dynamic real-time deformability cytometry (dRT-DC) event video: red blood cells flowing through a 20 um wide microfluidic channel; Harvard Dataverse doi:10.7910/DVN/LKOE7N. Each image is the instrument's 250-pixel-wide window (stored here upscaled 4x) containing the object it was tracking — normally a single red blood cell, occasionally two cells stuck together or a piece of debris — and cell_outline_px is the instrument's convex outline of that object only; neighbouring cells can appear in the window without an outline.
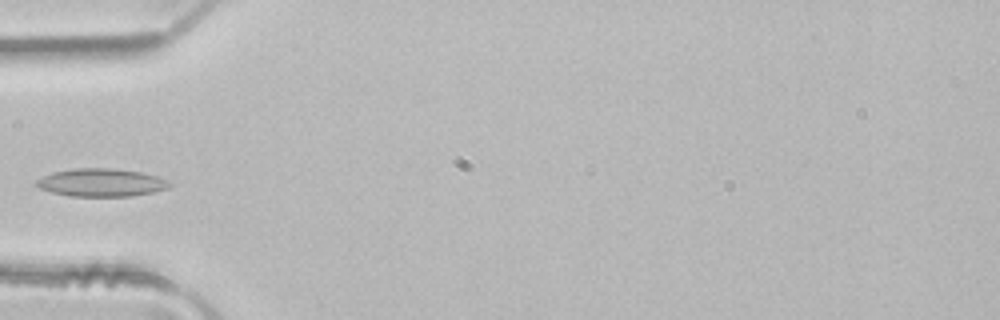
{"species": "common noctule bat (a hibernating species)", "species_latin": "Nyctalus noctula", "temperature_condition": "room temperature", "stored_images_in_passage": 4, "camera_frame_rate_fps": 3000, "um_per_image_px": 0.085, "animal": {"sex": "male", "body_mass_g": 21.5, "forearm_length_mm": 52.0}, "frame": {"image": 1, "passage_image": 4, "time_ms": 1.0, "image_size_px": [1000, 320], "cell_outline_px": [[172, 184], [168, 188], [152, 192], [132, 196], [68, 196], [52, 192], [40, 188], [32, 184], [36, 180], [52, 172], [72, 168], [112, 168], [140, 172], [156, 176], [168, 180]], "centroid_in_image_um": [8.58, 15.51], "position_along_channel_um": 76.4, "area_um2": 21.73}}